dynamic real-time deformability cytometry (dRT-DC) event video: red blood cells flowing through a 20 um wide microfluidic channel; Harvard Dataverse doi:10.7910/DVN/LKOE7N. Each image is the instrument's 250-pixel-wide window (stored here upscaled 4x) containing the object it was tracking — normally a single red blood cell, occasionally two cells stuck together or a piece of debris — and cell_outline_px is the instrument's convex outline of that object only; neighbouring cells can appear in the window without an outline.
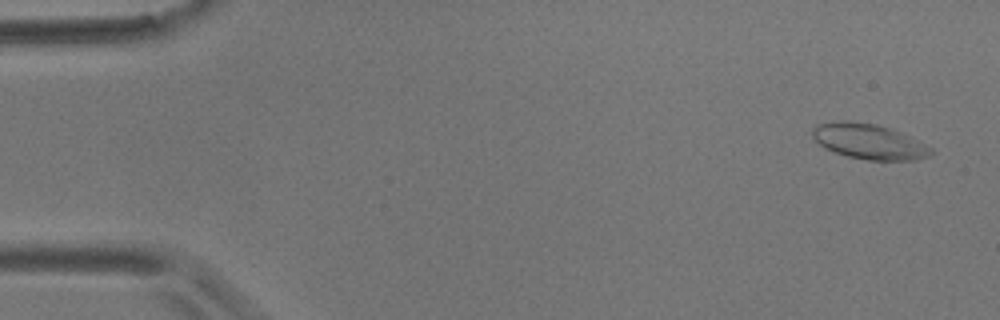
{"species": "common noctule bat (a hibernating species)", "species_latin": "Nyctalus noctula", "temperature_condition": "room temperature", "stored_images_in_passage": 6, "camera_frame_rate_fps": 3000, "um_per_image_px": 0.085, "animal": {"sex": "male", "body_mass_g": 17.9}, "frame": {"image": 1, "passage_image": 1, "time_ms": 0.0, "image_size_px": [1000, 320], "cell_outline_px": [[936, 152], [928, 156], [916, 160], [868, 160], [848, 156], [824, 148], [812, 136], [812, 128], [816, 124], [844, 120], [848, 120], [876, 124], [892, 128], [932, 148]], "centroid_in_image_um": [73.86, 12.02], "position_along_channel_um": 11.1, "area_um2": 24.33}}